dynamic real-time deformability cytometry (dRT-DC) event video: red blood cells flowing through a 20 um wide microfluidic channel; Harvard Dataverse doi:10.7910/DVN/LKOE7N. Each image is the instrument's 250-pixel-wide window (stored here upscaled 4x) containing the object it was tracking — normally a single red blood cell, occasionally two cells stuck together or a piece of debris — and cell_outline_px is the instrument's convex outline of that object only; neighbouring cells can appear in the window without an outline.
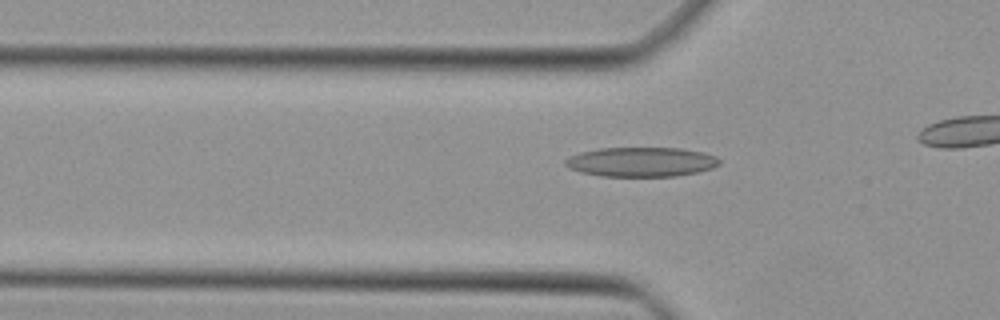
{"species": "Egyptian fruit bat (a non-hibernating species)", "species_latin": "Rousettus aegyptiacus", "temperature_condition": "cold", "stored_images_in_passage": 17, "camera_frame_rate_fps": 3000, "um_per_image_px": 0.085, "animal": {"sex": "female"}, "frame": {"image": 1, "passage_image": 12, "time_ms": 3.667, "image_size_px": [1000, 320], "cell_outline_px": [[720, 164], [712, 168], [696, 172], [676, 176], [600, 176], [580, 172], [568, 168], [564, 164], [564, 160], [568, 156], [580, 152], [600, 148], [680, 148], [704, 152], [716, 156], [720, 160]], "centroid_in_image_um": [54.48, 13.76], "position_along_channel_um": 71.3, "area_um2": 26.65}}